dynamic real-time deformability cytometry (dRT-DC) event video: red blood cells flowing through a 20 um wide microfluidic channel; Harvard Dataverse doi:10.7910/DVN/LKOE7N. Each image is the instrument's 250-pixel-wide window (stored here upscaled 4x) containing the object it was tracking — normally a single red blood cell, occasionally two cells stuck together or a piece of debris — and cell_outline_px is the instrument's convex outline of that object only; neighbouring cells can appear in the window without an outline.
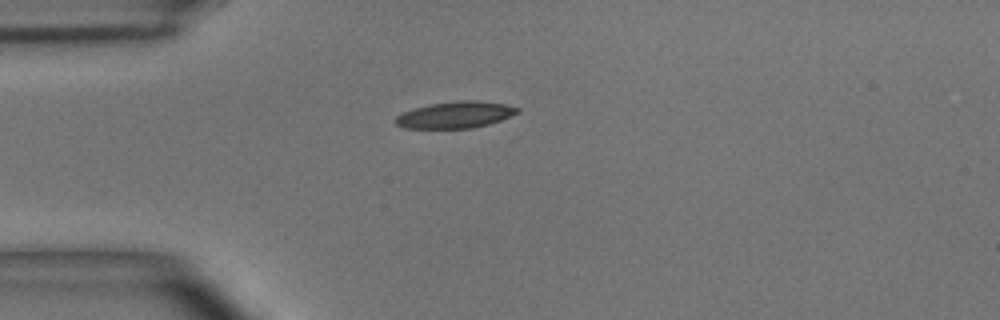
{"species": "common noctule bat (a hibernating species)", "species_latin": "Nyctalus noctula", "temperature_condition": "room temperature", "stored_images_in_passage": 37, "camera_frame_rate_fps": 3000, "um_per_image_px": 0.085, "animal": {"sex": "male", "body_mass_g": 15.6}, "frame": {"image": 1, "passage_image": 1, "time_ms": 0.0, "image_size_px": [1000, 320], "cell_outline_px": [[520, 112], [500, 120], [488, 124], [472, 128], [404, 128], [396, 124], [392, 120], [396, 116], [404, 112], [416, 108], [432, 104], [460, 100], [476, 100], [504, 104], [520, 108]], "centroid_in_image_um": [38.7, 9.76], "position_along_channel_um": 46.3, "area_um2": 18.73}}
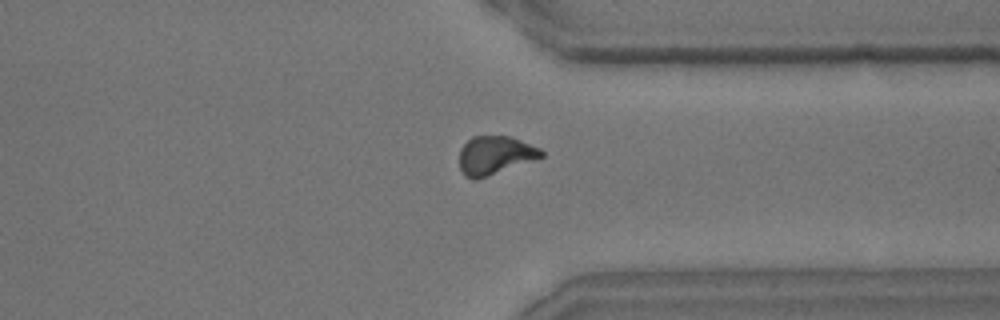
{"frame": {"image": 2, "passage_image": 26, "time_ms": 8.333, "image_size_px": [1000, 320], "cell_outline_px": [[544, 156], [476, 180], [472, 180], [464, 176], [460, 168], [460, 148], [472, 136], [512, 136], [540, 148], [544, 152]], "centroid_in_image_um": [42.06, 13.19], "position_along_channel_um": 369.3, "area_um2": 18.32}}
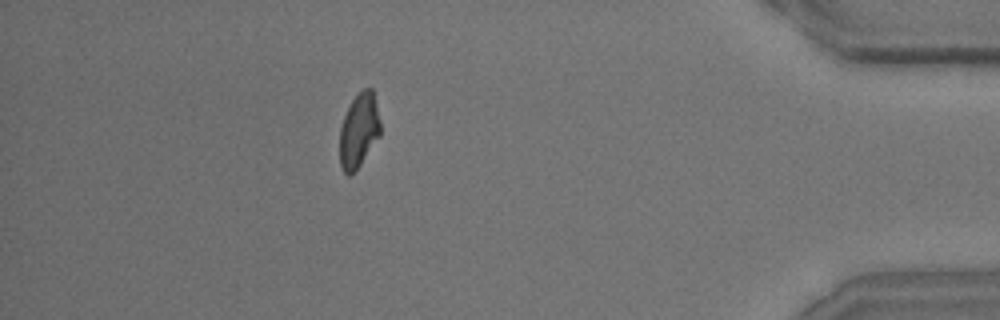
{"frame": {"image": 3, "passage_image": 32, "time_ms": 10.333, "image_size_px": [1000, 320], "cell_outline_px": [[380, 136], [360, 164], [348, 176], [344, 172], [340, 164], [340, 128], [344, 116], [352, 100], [364, 88], [372, 88], [380, 120]], "centroid_in_image_um": [30.51, 11.08], "position_along_channel_um": 404.7, "area_um2": 17.28}, "authors_computed_cell_mechanics": {"area_um2": 18.4382, "velocity_mm_per_s": 4.0629, "shape_relaxation_time_tau1_ms": 3.7858, "shape_relaxation_time_tau2_ms": 4.1117, "deformation_change_tau1": 0.1387, "deformation_change_tau2": 0.113}}